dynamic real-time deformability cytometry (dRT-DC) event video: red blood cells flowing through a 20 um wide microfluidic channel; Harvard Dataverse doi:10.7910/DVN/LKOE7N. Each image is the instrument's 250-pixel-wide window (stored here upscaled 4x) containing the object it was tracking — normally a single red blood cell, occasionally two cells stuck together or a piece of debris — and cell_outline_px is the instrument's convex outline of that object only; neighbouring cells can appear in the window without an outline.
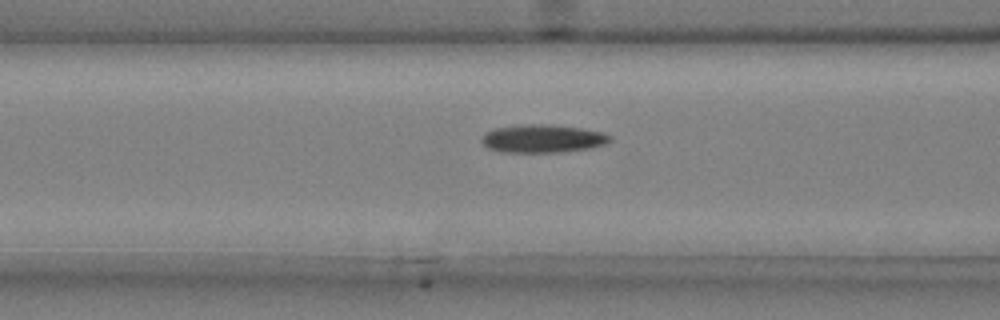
{"species": "common noctule bat (a hibernating species)", "species_latin": "Nyctalus noctula", "temperature_condition": "cold", "stored_images_in_passage": 43, "camera_frame_rate_fps": 3000, "um_per_image_px": 0.085, "animal": {"sex": "male", "body_mass_g": 20.4}, "frame": {"image": 1, "passage_image": 16, "time_ms": 5.0, "image_size_px": [1000, 320], "cell_outline_px": [[612, 140], [608, 144], [592, 148], [560, 152], [500, 152], [488, 148], [480, 140], [484, 132], [496, 128], [524, 124], [548, 124], [580, 128], [604, 132], [612, 136]], "centroid_in_image_um": [46.16, 11.78], "position_along_channel_um": 120.4, "area_um2": 21.27}}
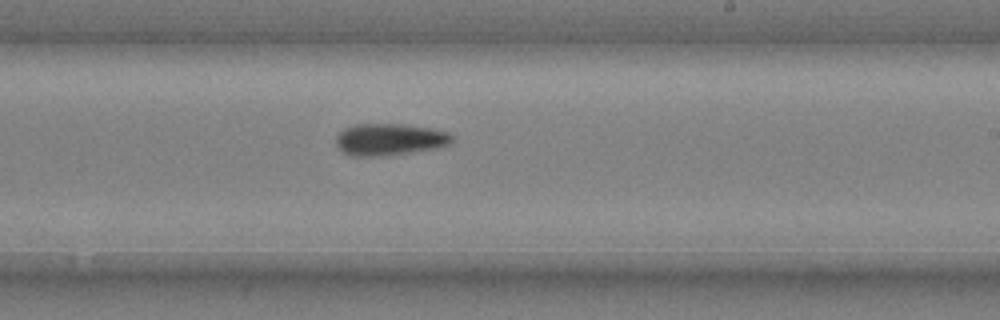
{"frame": {"image": 2, "passage_image": 27, "time_ms": 8.667, "image_size_px": [1000, 320], "cell_outline_px": [[452, 140], [448, 144], [440, 148], [384, 156], [348, 156], [336, 144], [336, 136], [344, 128], [356, 124], [404, 124], [428, 128], [448, 132], [452, 136]], "centroid_in_image_um": [33.1, 11.86], "position_along_channel_um": 255.9, "area_um2": 21.56}}
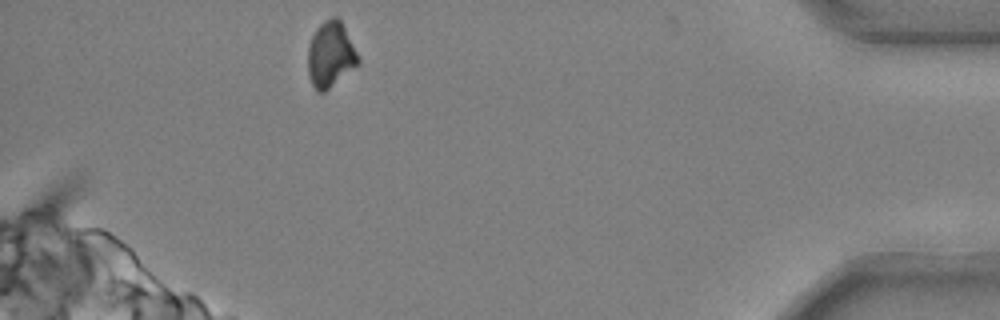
{"frame": {"image": 3, "passage_image": 43, "time_ms": 14.0, "image_size_px": [1000, 320], "cell_outline_px": [[360, 64], [324, 92], [316, 92], [312, 84], [308, 72], [308, 44], [316, 28], [324, 20], [332, 16], [336, 16], [340, 20], [360, 56]], "centroid_in_image_um": [28.11, 4.64], "position_along_channel_um": 407.1, "area_um2": 19.42}, "authors_computed_cell_mechanics": {"area_um2": 20.808, "velocity_mm_per_s": 3.7037, "shape_relaxation_time_tau1_ms": 7.0499, "shape_relaxation_time_tau2_ms": null, "deformation_change_tau1": 0.1526, "deformation_change_tau2": null}}